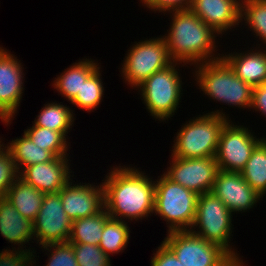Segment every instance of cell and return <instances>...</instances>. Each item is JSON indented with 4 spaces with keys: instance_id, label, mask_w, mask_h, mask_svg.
<instances>
[{
    "instance_id": "obj_1",
    "label": "cell",
    "mask_w": 266,
    "mask_h": 266,
    "mask_svg": "<svg viewBox=\"0 0 266 266\" xmlns=\"http://www.w3.org/2000/svg\"><path fill=\"white\" fill-rule=\"evenodd\" d=\"M110 170L102 180L108 215L121 221L125 218L137 221L149 214L151 216L154 212L155 181L135 166H117Z\"/></svg>"
},
{
    "instance_id": "obj_2",
    "label": "cell",
    "mask_w": 266,
    "mask_h": 266,
    "mask_svg": "<svg viewBox=\"0 0 266 266\" xmlns=\"http://www.w3.org/2000/svg\"><path fill=\"white\" fill-rule=\"evenodd\" d=\"M172 18L169 31L162 36L174 62L196 64L222 58L215 54L217 34L189 9L169 11ZM173 16V17H172Z\"/></svg>"
},
{
    "instance_id": "obj_3",
    "label": "cell",
    "mask_w": 266,
    "mask_h": 266,
    "mask_svg": "<svg viewBox=\"0 0 266 266\" xmlns=\"http://www.w3.org/2000/svg\"><path fill=\"white\" fill-rule=\"evenodd\" d=\"M194 67L198 89L210 99L230 107H251L253 87L238 78L223 58L199 63Z\"/></svg>"
},
{
    "instance_id": "obj_4",
    "label": "cell",
    "mask_w": 266,
    "mask_h": 266,
    "mask_svg": "<svg viewBox=\"0 0 266 266\" xmlns=\"http://www.w3.org/2000/svg\"><path fill=\"white\" fill-rule=\"evenodd\" d=\"M221 110L198 115L183 124L173 141L170 157L182 159L215 157L220 133L229 121ZM174 148V149H173Z\"/></svg>"
},
{
    "instance_id": "obj_5",
    "label": "cell",
    "mask_w": 266,
    "mask_h": 266,
    "mask_svg": "<svg viewBox=\"0 0 266 266\" xmlns=\"http://www.w3.org/2000/svg\"><path fill=\"white\" fill-rule=\"evenodd\" d=\"M198 194L174 183L164 174L155 181L154 214L168 224V232L191 230ZM190 228V229H189Z\"/></svg>"
},
{
    "instance_id": "obj_6",
    "label": "cell",
    "mask_w": 266,
    "mask_h": 266,
    "mask_svg": "<svg viewBox=\"0 0 266 266\" xmlns=\"http://www.w3.org/2000/svg\"><path fill=\"white\" fill-rule=\"evenodd\" d=\"M232 217L227 206L212 192L203 193L198 195L195 219L190 231L208 242L220 245L241 264L243 260L230 246ZM197 227L199 230L196 231Z\"/></svg>"
},
{
    "instance_id": "obj_7",
    "label": "cell",
    "mask_w": 266,
    "mask_h": 266,
    "mask_svg": "<svg viewBox=\"0 0 266 266\" xmlns=\"http://www.w3.org/2000/svg\"><path fill=\"white\" fill-rule=\"evenodd\" d=\"M180 62H173L157 71L137 88L147 110L159 121L171 119L179 108L182 93V78L178 73ZM178 66V67H176ZM178 107V108H177Z\"/></svg>"
},
{
    "instance_id": "obj_8",
    "label": "cell",
    "mask_w": 266,
    "mask_h": 266,
    "mask_svg": "<svg viewBox=\"0 0 266 266\" xmlns=\"http://www.w3.org/2000/svg\"><path fill=\"white\" fill-rule=\"evenodd\" d=\"M0 234L8 243L18 245L17 250L15 247L12 251L7 248L2 250L0 266H33L36 264L34 259L37 257L34 255L36 251L34 248L32 251L30 247L27 250L26 245L24 246L32 239L35 240L33 222L23 217L5 197H0Z\"/></svg>"
},
{
    "instance_id": "obj_9",
    "label": "cell",
    "mask_w": 266,
    "mask_h": 266,
    "mask_svg": "<svg viewBox=\"0 0 266 266\" xmlns=\"http://www.w3.org/2000/svg\"><path fill=\"white\" fill-rule=\"evenodd\" d=\"M162 241L183 266H238L220 245L208 242L190 230L170 231Z\"/></svg>"
},
{
    "instance_id": "obj_10",
    "label": "cell",
    "mask_w": 266,
    "mask_h": 266,
    "mask_svg": "<svg viewBox=\"0 0 266 266\" xmlns=\"http://www.w3.org/2000/svg\"><path fill=\"white\" fill-rule=\"evenodd\" d=\"M126 55L120 72L125 82L133 88H137L152 74L174 62L161 36L140 40L138 43L135 41Z\"/></svg>"
},
{
    "instance_id": "obj_11",
    "label": "cell",
    "mask_w": 266,
    "mask_h": 266,
    "mask_svg": "<svg viewBox=\"0 0 266 266\" xmlns=\"http://www.w3.org/2000/svg\"><path fill=\"white\" fill-rule=\"evenodd\" d=\"M247 127L234 125L230 120L224 125L215 155L218 169L240 173L255 146L264 138H256Z\"/></svg>"
},
{
    "instance_id": "obj_12",
    "label": "cell",
    "mask_w": 266,
    "mask_h": 266,
    "mask_svg": "<svg viewBox=\"0 0 266 266\" xmlns=\"http://www.w3.org/2000/svg\"><path fill=\"white\" fill-rule=\"evenodd\" d=\"M72 221L61 203L60 191L45 193L42 206L33 221L34 237L39 246L69 241Z\"/></svg>"
},
{
    "instance_id": "obj_13",
    "label": "cell",
    "mask_w": 266,
    "mask_h": 266,
    "mask_svg": "<svg viewBox=\"0 0 266 266\" xmlns=\"http://www.w3.org/2000/svg\"><path fill=\"white\" fill-rule=\"evenodd\" d=\"M169 164L170 167L163 174L174 183L198 195L212 191L219 170L215 157L190 159L172 157Z\"/></svg>"
},
{
    "instance_id": "obj_14",
    "label": "cell",
    "mask_w": 266,
    "mask_h": 266,
    "mask_svg": "<svg viewBox=\"0 0 266 266\" xmlns=\"http://www.w3.org/2000/svg\"><path fill=\"white\" fill-rule=\"evenodd\" d=\"M23 69L20 60L0 46V119L5 125L15 118L22 100Z\"/></svg>"
},
{
    "instance_id": "obj_15",
    "label": "cell",
    "mask_w": 266,
    "mask_h": 266,
    "mask_svg": "<svg viewBox=\"0 0 266 266\" xmlns=\"http://www.w3.org/2000/svg\"><path fill=\"white\" fill-rule=\"evenodd\" d=\"M83 184H74L71 179L60 189L63 209L71 221L99 214L105 208L103 184Z\"/></svg>"
},
{
    "instance_id": "obj_16",
    "label": "cell",
    "mask_w": 266,
    "mask_h": 266,
    "mask_svg": "<svg viewBox=\"0 0 266 266\" xmlns=\"http://www.w3.org/2000/svg\"><path fill=\"white\" fill-rule=\"evenodd\" d=\"M211 192L227 206L231 213L248 211L262 198L244 180L241 173L220 169Z\"/></svg>"
},
{
    "instance_id": "obj_17",
    "label": "cell",
    "mask_w": 266,
    "mask_h": 266,
    "mask_svg": "<svg viewBox=\"0 0 266 266\" xmlns=\"http://www.w3.org/2000/svg\"><path fill=\"white\" fill-rule=\"evenodd\" d=\"M69 155L54 157L46 163L25 167L19 177L43 193H57L73 177ZM71 170V171H70Z\"/></svg>"
},
{
    "instance_id": "obj_18",
    "label": "cell",
    "mask_w": 266,
    "mask_h": 266,
    "mask_svg": "<svg viewBox=\"0 0 266 266\" xmlns=\"http://www.w3.org/2000/svg\"><path fill=\"white\" fill-rule=\"evenodd\" d=\"M242 0H192L189 10L217 34L223 35L241 22Z\"/></svg>"
},
{
    "instance_id": "obj_19",
    "label": "cell",
    "mask_w": 266,
    "mask_h": 266,
    "mask_svg": "<svg viewBox=\"0 0 266 266\" xmlns=\"http://www.w3.org/2000/svg\"><path fill=\"white\" fill-rule=\"evenodd\" d=\"M251 50L221 56L238 78L255 87L266 83V50Z\"/></svg>"
},
{
    "instance_id": "obj_20",
    "label": "cell",
    "mask_w": 266,
    "mask_h": 266,
    "mask_svg": "<svg viewBox=\"0 0 266 266\" xmlns=\"http://www.w3.org/2000/svg\"><path fill=\"white\" fill-rule=\"evenodd\" d=\"M99 67L92 59H81L78 63H73L67 70L63 71L53 81V87L66 98L72 101L77 93H80L83 83Z\"/></svg>"
},
{
    "instance_id": "obj_21",
    "label": "cell",
    "mask_w": 266,
    "mask_h": 266,
    "mask_svg": "<svg viewBox=\"0 0 266 266\" xmlns=\"http://www.w3.org/2000/svg\"><path fill=\"white\" fill-rule=\"evenodd\" d=\"M44 195L45 193L18 177L9 187L5 198L14 205L23 217L33 222L42 206Z\"/></svg>"
},
{
    "instance_id": "obj_22",
    "label": "cell",
    "mask_w": 266,
    "mask_h": 266,
    "mask_svg": "<svg viewBox=\"0 0 266 266\" xmlns=\"http://www.w3.org/2000/svg\"><path fill=\"white\" fill-rule=\"evenodd\" d=\"M8 142L7 149L11 152L16 169L20 173L25 167L51 161L55 156L48 150L38 147L24 133L22 137Z\"/></svg>"
},
{
    "instance_id": "obj_23",
    "label": "cell",
    "mask_w": 266,
    "mask_h": 266,
    "mask_svg": "<svg viewBox=\"0 0 266 266\" xmlns=\"http://www.w3.org/2000/svg\"><path fill=\"white\" fill-rule=\"evenodd\" d=\"M240 173L250 187L263 198L266 194V138L255 146Z\"/></svg>"
},
{
    "instance_id": "obj_24",
    "label": "cell",
    "mask_w": 266,
    "mask_h": 266,
    "mask_svg": "<svg viewBox=\"0 0 266 266\" xmlns=\"http://www.w3.org/2000/svg\"><path fill=\"white\" fill-rule=\"evenodd\" d=\"M110 218L105 208L96 215L72 221L69 243L99 245L105 222Z\"/></svg>"
},
{
    "instance_id": "obj_25",
    "label": "cell",
    "mask_w": 266,
    "mask_h": 266,
    "mask_svg": "<svg viewBox=\"0 0 266 266\" xmlns=\"http://www.w3.org/2000/svg\"><path fill=\"white\" fill-rule=\"evenodd\" d=\"M74 111L69 107L60 103H47L40 110L37 115V119L34 120V125L39 127H45L57 132H61L65 137L68 135L70 128L74 122Z\"/></svg>"
},
{
    "instance_id": "obj_26",
    "label": "cell",
    "mask_w": 266,
    "mask_h": 266,
    "mask_svg": "<svg viewBox=\"0 0 266 266\" xmlns=\"http://www.w3.org/2000/svg\"><path fill=\"white\" fill-rule=\"evenodd\" d=\"M128 222L114 218H109L104 225L99 247L106 255H111L123 252L128 246L130 231ZM112 253V254H111ZM111 254V255H110Z\"/></svg>"
},
{
    "instance_id": "obj_27",
    "label": "cell",
    "mask_w": 266,
    "mask_h": 266,
    "mask_svg": "<svg viewBox=\"0 0 266 266\" xmlns=\"http://www.w3.org/2000/svg\"><path fill=\"white\" fill-rule=\"evenodd\" d=\"M24 133L34 144L44 150L50 151L55 157L69 155V144L66 137L61 133L45 127L33 126L24 130ZM68 144V145H67Z\"/></svg>"
},
{
    "instance_id": "obj_28",
    "label": "cell",
    "mask_w": 266,
    "mask_h": 266,
    "mask_svg": "<svg viewBox=\"0 0 266 266\" xmlns=\"http://www.w3.org/2000/svg\"><path fill=\"white\" fill-rule=\"evenodd\" d=\"M101 67H98L82 85L80 93L71 101L72 105L88 112L98 108L104 97V87L101 80Z\"/></svg>"
},
{
    "instance_id": "obj_29",
    "label": "cell",
    "mask_w": 266,
    "mask_h": 266,
    "mask_svg": "<svg viewBox=\"0 0 266 266\" xmlns=\"http://www.w3.org/2000/svg\"><path fill=\"white\" fill-rule=\"evenodd\" d=\"M243 19L250 31L255 33L253 35L265 44L266 49V0H242L241 22Z\"/></svg>"
},
{
    "instance_id": "obj_30",
    "label": "cell",
    "mask_w": 266,
    "mask_h": 266,
    "mask_svg": "<svg viewBox=\"0 0 266 266\" xmlns=\"http://www.w3.org/2000/svg\"><path fill=\"white\" fill-rule=\"evenodd\" d=\"M78 266H111L108 255L99 245L70 243Z\"/></svg>"
},
{
    "instance_id": "obj_31",
    "label": "cell",
    "mask_w": 266,
    "mask_h": 266,
    "mask_svg": "<svg viewBox=\"0 0 266 266\" xmlns=\"http://www.w3.org/2000/svg\"><path fill=\"white\" fill-rule=\"evenodd\" d=\"M41 248L48 250V256L50 255L45 266H78L74 250L69 242L45 244Z\"/></svg>"
},
{
    "instance_id": "obj_32",
    "label": "cell",
    "mask_w": 266,
    "mask_h": 266,
    "mask_svg": "<svg viewBox=\"0 0 266 266\" xmlns=\"http://www.w3.org/2000/svg\"><path fill=\"white\" fill-rule=\"evenodd\" d=\"M5 145V146H4ZM19 177L11 152L6 144L0 147V197H5L9 187Z\"/></svg>"
},
{
    "instance_id": "obj_33",
    "label": "cell",
    "mask_w": 266,
    "mask_h": 266,
    "mask_svg": "<svg viewBox=\"0 0 266 266\" xmlns=\"http://www.w3.org/2000/svg\"><path fill=\"white\" fill-rule=\"evenodd\" d=\"M142 4L151 11L169 12L172 10L189 9L192 0H141Z\"/></svg>"
},
{
    "instance_id": "obj_34",
    "label": "cell",
    "mask_w": 266,
    "mask_h": 266,
    "mask_svg": "<svg viewBox=\"0 0 266 266\" xmlns=\"http://www.w3.org/2000/svg\"><path fill=\"white\" fill-rule=\"evenodd\" d=\"M151 259V266H183L176 255L162 242Z\"/></svg>"
},
{
    "instance_id": "obj_35",
    "label": "cell",
    "mask_w": 266,
    "mask_h": 266,
    "mask_svg": "<svg viewBox=\"0 0 266 266\" xmlns=\"http://www.w3.org/2000/svg\"><path fill=\"white\" fill-rule=\"evenodd\" d=\"M252 108L266 117V83L253 87L250 109Z\"/></svg>"
},
{
    "instance_id": "obj_36",
    "label": "cell",
    "mask_w": 266,
    "mask_h": 266,
    "mask_svg": "<svg viewBox=\"0 0 266 266\" xmlns=\"http://www.w3.org/2000/svg\"><path fill=\"white\" fill-rule=\"evenodd\" d=\"M1 143H2V139L0 138V147L3 145V143L2 144Z\"/></svg>"
}]
</instances>
